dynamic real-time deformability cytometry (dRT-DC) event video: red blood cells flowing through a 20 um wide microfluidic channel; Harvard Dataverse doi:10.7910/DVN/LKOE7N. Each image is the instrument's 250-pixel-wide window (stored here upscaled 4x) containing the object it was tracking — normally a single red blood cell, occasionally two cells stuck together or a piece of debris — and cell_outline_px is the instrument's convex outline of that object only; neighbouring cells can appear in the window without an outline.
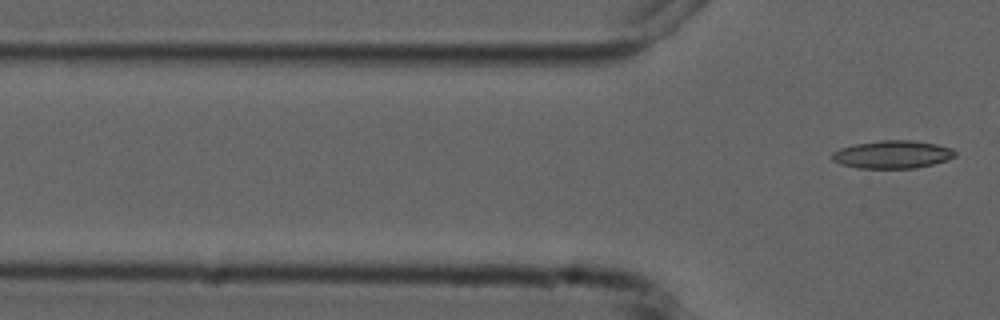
{"species": "common noctule bat (a hibernating species)", "species_latin": "Nyctalus noctula", "temperature_condition": "cold", "stored_images_in_passage": 5, "camera_frame_rate_fps": 3000, "um_per_image_px": 0.085, "animal": {"sex": "male", "forearm_length_mm": 52.5}, "frame": {"image": 1, "passage_image": 5, "time_ms": 6.0, "image_size_px": [1000, 320], "cell_outline_px": [[956, 156], [948, 160], [916, 168], [860, 168], [840, 164], [832, 160], [832, 152], [840, 148], [856, 144], [880, 140], [912, 140], [936, 144], [952, 148], [956, 152]], "centroid_in_image_um": [75.87, 13.13], "position_along_channel_um": 49.9, "area_um2": 20.0}}